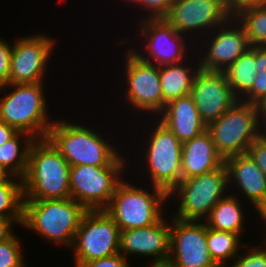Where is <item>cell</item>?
Here are the masks:
<instances>
[{"label":"cell","instance_id":"cell-9","mask_svg":"<svg viewBox=\"0 0 266 267\" xmlns=\"http://www.w3.org/2000/svg\"><path fill=\"white\" fill-rule=\"evenodd\" d=\"M74 266L119 253L120 229L105 210L87 211L75 233Z\"/></svg>","mask_w":266,"mask_h":267},{"label":"cell","instance_id":"cell-38","mask_svg":"<svg viewBox=\"0 0 266 267\" xmlns=\"http://www.w3.org/2000/svg\"><path fill=\"white\" fill-rule=\"evenodd\" d=\"M17 132L14 127L0 121V146L11 139Z\"/></svg>","mask_w":266,"mask_h":267},{"label":"cell","instance_id":"cell-26","mask_svg":"<svg viewBox=\"0 0 266 267\" xmlns=\"http://www.w3.org/2000/svg\"><path fill=\"white\" fill-rule=\"evenodd\" d=\"M206 240L210 256L219 267H228L229 260L233 261L238 256L242 245L246 247L245 249L249 247L241 242L240 235L211 229L207 225Z\"/></svg>","mask_w":266,"mask_h":267},{"label":"cell","instance_id":"cell-28","mask_svg":"<svg viewBox=\"0 0 266 267\" xmlns=\"http://www.w3.org/2000/svg\"><path fill=\"white\" fill-rule=\"evenodd\" d=\"M234 17L243 26L250 46H260L266 40V6L244 9Z\"/></svg>","mask_w":266,"mask_h":267},{"label":"cell","instance_id":"cell-27","mask_svg":"<svg viewBox=\"0 0 266 267\" xmlns=\"http://www.w3.org/2000/svg\"><path fill=\"white\" fill-rule=\"evenodd\" d=\"M23 199L22 179L13 176L8 182L0 184V217L22 225Z\"/></svg>","mask_w":266,"mask_h":267},{"label":"cell","instance_id":"cell-25","mask_svg":"<svg viewBox=\"0 0 266 267\" xmlns=\"http://www.w3.org/2000/svg\"><path fill=\"white\" fill-rule=\"evenodd\" d=\"M21 137L24 140V145L20 140ZM35 140L30 134L18 131L0 146V165L13 176L23 179L27 171L29 149Z\"/></svg>","mask_w":266,"mask_h":267},{"label":"cell","instance_id":"cell-23","mask_svg":"<svg viewBox=\"0 0 266 267\" xmlns=\"http://www.w3.org/2000/svg\"><path fill=\"white\" fill-rule=\"evenodd\" d=\"M236 193L224 196L211 210L209 216L204 220L207 227L220 231H227L242 235L245 227L246 216Z\"/></svg>","mask_w":266,"mask_h":267},{"label":"cell","instance_id":"cell-34","mask_svg":"<svg viewBox=\"0 0 266 267\" xmlns=\"http://www.w3.org/2000/svg\"><path fill=\"white\" fill-rule=\"evenodd\" d=\"M12 45L0 38V87L9 84Z\"/></svg>","mask_w":266,"mask_h":267},{"label":"cell","instance_id":"cell-30","mask_svg":"<svg viewBox=\"0 0 266 267\" xmlns=\"http://www.w3.org/2000/svg\"><path fill=\"white\" fill-rule=\"evenodd\" d=\"M261 246L249 247L243 255L238 254L228 267H266V241ZM263 246V247H262Z\"/></svg>","mask_w":266,"mask_h":267},{"label":"cell","instance_id":"cell-41","mask_svg":"<svg viewBox=\"0 0 266 267\" xmlns=\"http://www.w3.org/2000/svg\"><path fill=\"white\" fill-rule=\"evenodd\" d=\"M12 177L13 175L0 165V184L8 182Z\"/></svg>","mask_w":266,"mask_h":267},{"label":"cell","instance_id":"cell-20","mask_svg":"<svg viewBox=\"0 0 266 267\" xmlns=\"http://www.w3.org/2000/svg\"><path fill=\"white\" fill-rule=\"evenodd\" d=\"M157 118L182 142L202 134L207 125L201 120L199 111L191 95L170 101Z\"/></svg>","mask_w":266,"mask_h":267},{"label":"cell","instance_id":"cell-13","mask_svg":"<svg viewBox=\"0 0 266 267\" xmlns=\"http://www.w3.org/2000/svg\"><path fill=\"white\" fill-rule=\"evenodd\" d=\"M19 38L12 45L9 84L43 82L56 40L46 33Z\"/></svg>","mask_w":266,"mask_h":267},{"label":"cell","instance_id":"cell-40","mask_svg":"<svg viewBox=\"0 0 266 267\" xmlns=\"http://www.w3.org/2000/svg\"><path fill=\"white\" fill-rule=\"evenodd\" d=\"M260 120L262 123L266 121V95L260 99L256 104Z\"/></svg>","mask_w":266,"mask_h":267},{"label":"cell","instance_id":"cell-1","mask_svg":"<svg viewBox=\"0 0 266 267\" xmlns=\"http://www.w3.org/2000/svg\"><path fill=\"white\" fill-rule=\"evenodd\" d=\"M84 123L56 120L49 129L47 139L66 159L70 166L127 165L124 155L104 136ZM105 139V140H104Z\"/></svg>","mask_w":266,"mask_h":267},{"label":"cell","instance_id":"cell-37","mask_svg":"<svg viewBox=\"0 0 266 267\" xmlns=\"http://www.w3.org/2000/svg\"><path fill=\"white\" fill-rule=\"evenodd\" d=\"M13 224L15 222L12 219L0 217V243L6 241L14 234Z\"/></svg>","mask_w":266,"mask_h":267},{"label":"cell","instance_id":"cell-44","mask_svg":"<svg viewBox=\"0 0 266 267\" xmlns=\"http://www.w3.org/2000/svg\"><path fill=\"white\" fill-rule=\"evenodd\" d=\"M124 1H126V0H124ZM128 1H129V3L131 2V4L135 2L136 6L139 7L140 0H127V2Z\"/></svg>","mask_w":266,"mask_h":267},{"label":"cell","instance_id":"cell-32","mask_svg":"<svg viewBox=\"0 0 266 267\" xmlns=\"http://www.w3.org/2000/svg\"><path fill=\"white\" fill-rule=\"evenodd\" d=\"M265 95L266 71H257L252 88L240 100L255 105Z\"/></svg>","mask_w":266,"mask_h":267},{"label":"cell","instance_id":"cell-31","mask_svg":"<svg viewBox=\"0 0 266 267\" xmlns=\"http://www.w3.org/2000/svg\"><path fill=\"white\" fill-rule=\"evenodd\" d=\"M175 0H140L139 6L146 9L143 19L165 18ZM148 12V13H147Z\"/></svg>","mask_w":266,"mask_h":267},{"label":"cell","instance_id":"cell-6","mask_svg":"<svg viewBox=\"0 0 266 267\" xmlns=\"http://www.w3.org/2000/svg\"><path fill=\"white\" fill-rule=\"evenodd\" d=\"M207 130L218 154L225 160L247 153L248 147L263 134V123L256 105L238 100L207 125Z\"/></svg>","mask_w":266,"mask_h":267},{"label":"cell","instance_id":"cell-14","mask_svg":"<svg viewBox=\"0 0 266 267\" xmlns=\"http://www.w3.org/2000/svg\"><path fill=\"white\" fill-rule=\"evenodd\" d=\"M230 17L228 0H175L164 19L180 34L198 31L202 37Z\"/></svg>","mask_w":266,"mask_h":267},{"label":"cell","instance_id":"cell-35","mask_svg":"<svg viewBox=\"0 0 266 267\" xmlns=\"http://www.w3.org/2000/svg\"><path fill=\"white\" fill-rule=\"evenodd\" d=\"M79 267H131V264L118 253L110 257L82 263Z\"/></svg>","mask_w":266,"mask_h":267},{"label":"cell","instance_id":"cell-8","mask_svg":"<svg viewBox=\"0 0 266 267\" xmlns=\"http://www.w3.org/2000/svg\"><path fill=\"white\" fill-rule=\"evenodd\" d=\"M147 129L148 141L143 160L150 176L149 185L169 194L182 180V142L159 120ZM151 130V131H150Z\"/></svg>","mask_w":266,"mask_h":267},{"label":"cell","instance_id":"cell-22","mask_svg":"<svg viewBox=\"0 0 266 267\" xmlns=\"http://www.w3.org/2000/svg\"><path fill=\"white\" fill-rule=\"evenodd\" d=\"M184 62L159 66L163 109L170 101L189 95L191 92L193 79L200 68L199 64L194 65L186 60Z\"/></svg>","mask_w":266,"mask_h":267},{"label":"cell","instance_id":"cell-29","mask_svg":"<svg viewBox=\"0 0 266 267\" xmlns=\"http://www.w3.org/2000/svg\"><path fill=\"white\" fill-rule=\"evenodd\" d=\"M20 238L13 234L9 239L0 243V267H21L25 264L24 251ZM24 260V261H23Z\"/></svg>","mask_w":266,"mask_h":267},{"label":"cell","instance_id":"cell-45","mask_svg":"<svg viewBox=\"0 0 266 267\" xmlns=\"http://www.w3.org/2000/svg\"><path fill=\"white\" fill-rule=\"evenodd\" d=\"M263 134L266 136V121L263 123Z\"/></svg>","mask_w":266,"mask_h":267},{"label":"cell","instance_id":"cell-43","mask_svg":"<svg viewBox=\"0 0 266 267\" xmlns=\"http://www.w3.org/2000/svg\"><path fill=\"white\" fill-rule=\"evenodd\" d=\"M151 267H171V266L166 263V264H157V265L151 264Z\"/></svg>","mask_w":266,"mask_h":267},{"label":"cell","instance_id":"cell-33","mask_svg":"<svg viewBox=\"0 0 266 267\" xmlns=\"http://www.w3.org/2000/svg\"><path fill=\"white\" fill-rule=\"evenodd\" d=\"M247 154L266 176V136L264 134L248 147Z\"/></svg>","mask_w":266,"mask_h":267},{"label":"cell","instance_id":"cell-7","mask_svg":"<svg viewBox=\"0 0 266 267\" xmlns=\"http://www.w3.org/2000/svg\"><path fill=\"white\" fill-rule=\"evenodd\" d=\"M228 188L225 164L211 172L181 180L168 194L169 200L177 197L180 201L176 215L172 217L181 221H204L217 202L228 194Z\"/></svg>","mask_w":266,"mask_h":267},{"label":"cell","instance_id":"cell-42","mask_svg":"<svg viewBox=\"0 0 266 267\" xmlns=\"http://www.w3.org/2000/svg\"><path fill=\"white\" fill-rule=\"evenodd\" d=\"M257 214L261 218L260 220H263L264 224L263 226H266V203L258 210ZM266 229V227H265ZM266 232V230H265Z\"/></svg>","mask_w":266,"mask_h":267},{"label":"cell","instance_id":"cell-10","mask_svg":"<svg viewBox=\"0 0 266 267\" xmlns=\"http://www.w3.org/2000/svg\"><path fill=\"white\" fill-rule=\"evenodd\" d=\"M125 166L127 165L71 166L69 176L71 198L87 211L105 210L117 185L124 178L121 175L126 172Z\"/></svg>","mask_w":266,"mask_h":267},{"label":"cell","instance_id":"cell-5","mask_svg":"<svg viewBox=\"0 0 266 267\" xmlns=\"http://www.w3.org/2000/svg\"><path fill=\"white\" fill-rule=\"evenodd\" d=\"M149 187L150 190L140 188L124 178L117 185L105 211L120 231L153 225L164 216L163 205L167 204L166 200L169 201V195L161 188Z\"/></svg>","mask_w":266,"mask_h":267},{"label":"cell","instance_id":"cell-12","mask_svg":"<svg viewBox=\"0 0 266 267\" xmlns=\"http://www.w3.org/2000/svg\"><path fill=\"white\" fill-rule=\"evenodd\" d=\"M125 55V78L124 100L133 108V111H141L158 118L163 111V95L159 66L141 60L134 52L128 49ZM129 103V104H128ZM145 111V112H144Z\"/></svg>","mask_w":266,"mask_h":267},{"label":"cell","instance_id":"cell-18","mask_svg":"<svg viewBox=\"0 0 266 267\" xmlns=\"http://www.w3.org/2000/svg\"><path fill=\"white\" fill-rule=\"evenodd\" d=\"M170 229L171 220L166 222L162 217L153 225L120 231L119 253L126 259L130 254L145 255L153 257L152 265L166 264L170 255Z\"/></svg>","mask_w":266,"mask_h":267},{"label":"cell","instance_id":"cell-24","mask_svg":"<svg viewBox=\"0 0 266 267\" xmlns=\"http://www.w3.org/2000/svg\"><path fill=\"white\" fill-rule=\"evenodd\" d=\"M257 70L259 67L256 62V46H250V49L223 71L239 100L252 88Z\"/></svg>","mask_w":266,"mask_h":267},{"label":"cell","instance_id":"cell-39","mask_svg":"<svg viewBox=\"0 0 266 267\" xmlns=\"http://www.w3.org/2000/svg\"><path fill=\"white\" fill-rule=\"evenodd\" d=\"M256 62L259 67L257 71H266V50L261 46H256Z\"/></svg>","mask_w":266,"mask_h":267},{"label":"cell","instance_id":"cell-2","mask_svg":"<svg viewBox=\"0 0 266 267\" xmlns=\"http://www.w3.org/2000/svg\"><path fill=\"white\" fill-rule=\"evenodd\" d=\"M71 166L47 139H36L30 146L27 171L22 179L23 200L71 198Z\"/></svg>","mask_w":266,"mask_h":267},{"label":"cell","instance_id":"cell-36","mask_svg":"<svg viewBox=\"0 0 266 267\" xmlns=\"http://www.w3.org/2000/svg\"><path fill=\"white\" fill-rule=\"evenodd\" d=\"M266 6V0H230L229 12L231 17H234L238 12L250 8Z\"/></svg>","mask_w":266,"mask_h":267},{"label":"cell","instance_id":"cell-4","mask_svg":"<svg viewBox=\"0 0 266 267\" xmlns=\"http://www.w3.org/2000/svg\"><path fill=\"white\" fill-rule=\"evenodd\" d=\"M7 88L12 90L7 92ZM2 91L4 96L0 99V121L35 139L46 138L54 121L47 113L44 82L7 84L0 87Z\"/></svg>","mask_w":266,"mask_h":267},{"label":"cell","instance_id":"cell-16","mask_svg":"<svg viewBox=\"0 0 266 267\" xmlns=\"http://www.w3.org/2000/svg\"><path fill=\"white\" fill-rule=\"evenodd\" d=\"M216 29L207 34L208 39L205 37L202 41L205 50L200 53L203 54L202 56L196 52L200 58V62L197 60L196 63L199 64L200 69L223 72L250 49V44L243 26L235 17H230ZM205 43L209 44L206 46Z\"/></svg>","mask_w":266,"mask_h":267},{"label":"cell","instance_id":"cell-21","mask_svg":"<svg viewBox=\"0 0 266 267\" xmlns=\"http://www.w3.org/2000/svg\"><path fill=\"white\" fill-rule=\"evenodd\" d=\"M223 164L224 159L218 154L208 130L182 144V180L211 172Z\"/></svg>","mask_w":266,"mask_h":267},{"label":"cell","instance_id":"cell-19","mask_svg":"<svg viewBox=\"0 0 266 267\" xmlns=\"http://www.w3.org/2000/svg\"><path fill=\"white\" fill-rule=\"evenodd\" d=\"M224 164L228 173V192L233 193L231 185L234 183L235 189L238 187V192L243 193L241 197L245 195L243 197H247L257 213L266 203V176L247 153L229 157Z\"/></svg>","mask_w":266,"mask_h":267},{"label":"cell","instance_id":"cell-11","mask_svg":"<svg viewBox=\"0 0 266 267\" xmlns=\"http://www.w3.org/2000/svg\"><path fill=\"white\" fill-rule=\"evenodd\" d=\"M139 19L141 22L137 23L140 29L137 32L140 37H137V40L140 41L145 37L141 47H144L142 51L146 53L130 48L136 56L156 66L177 64L187 60L189 53L187 49L190 47L187 41L191 40L189 36L178 33L164 18Z\"/></svg>","mask_w":266,"mask_h":267},{"label":"cell","instance_id":"cell-15","mask_svg":"<svg viewBox=\"0 0 266 267\" xmlns=\"http://www.w3.org/2000/svg\"><path fill=\"white\" fill-rule=\"evenodd\" d=\"M171 267H219L211 258L203 221H181L171 217ZM203 222V223H202Z\"/></svg>","mask_w":266,"mask_h":267},{"label":"cell","instance_id":"cell-46","mask_svg":"<svg viewBox=\"0 0 266 267\" xmlns=\"http://www.w3.org/2000/svg\"><path fill=\"white\" fill-rule=\"evenodd\" d=\"M260 46L266 50V40Z\"/></svg>","mask_w":266,"mask_h":267},{"label":"cell","instance_id":"cell-3","mask_svg":"<svg viewBox=\"0 0 266 267\" xmlns=\"http://www.w3.org/2000/svg\"><path fill=\"white\" fill-rule=\"evenodd\" d=\"M87 210L72 198L23 200V228L50 243L71 248L75 233Z\"/></svg>","mask_w":266,"mask_h":267},{"label":"cell","instance_id":"cell-17","mask_svg":"<svg viewBox=\"0 0 266 267\" xmlns=\"http://www.w3.org/2000/svg\"><path fill=\"white\" fill-rule=\"evenodd\" d=\"M190 95L206 125L217 120L239 100L224 72L204 69L197 71Z\"/></svg>","mask_w":266,"mask_h":267}]
</instances>
